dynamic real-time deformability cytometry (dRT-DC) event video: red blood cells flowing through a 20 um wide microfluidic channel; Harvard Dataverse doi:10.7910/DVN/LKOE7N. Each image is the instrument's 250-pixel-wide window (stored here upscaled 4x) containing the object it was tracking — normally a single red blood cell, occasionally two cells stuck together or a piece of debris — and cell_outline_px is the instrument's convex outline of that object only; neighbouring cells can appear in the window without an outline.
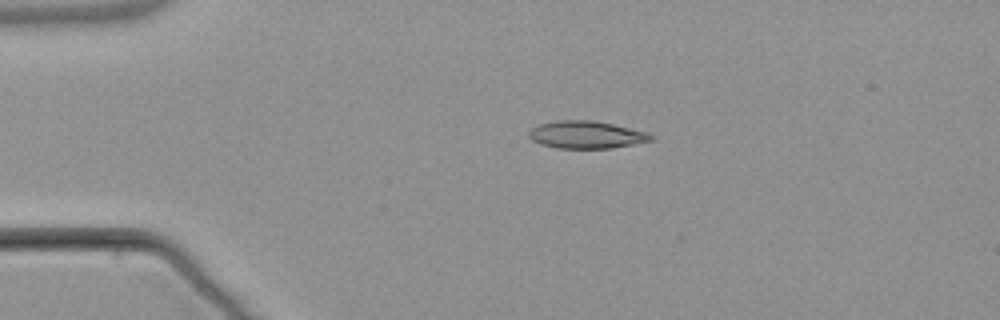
{"species": "common noctule bat (a hibernating species)", "species_latin": "Nyctalus noctula", "temperature_condition": "warm", "stored_images_in_passage": 4, "camera_frame_rate_fps": 3000, "um_per_image_px": 0.085, "animal": {"sex": "male", "body_mass_g": 21.5, "forearm_length_mm": 52.0}, "frame": {"image": 1, "passage_image": 3, "time_ms": 3.333, "image_size_px": [1000, 320], "cell_outline_px": [[656, 136], [652, 140], [612, 148], [556, 148], [540, 144], [532, 140], [528, 136], [528, 132], [532, 128], [540, 124], [556, 120], [592, 120], [612, 124], [648, 132]], "centroid_in_image_um": [49.83, 11.45], "position_along_channel_um": 35.2, "area_um2": 19.54}}